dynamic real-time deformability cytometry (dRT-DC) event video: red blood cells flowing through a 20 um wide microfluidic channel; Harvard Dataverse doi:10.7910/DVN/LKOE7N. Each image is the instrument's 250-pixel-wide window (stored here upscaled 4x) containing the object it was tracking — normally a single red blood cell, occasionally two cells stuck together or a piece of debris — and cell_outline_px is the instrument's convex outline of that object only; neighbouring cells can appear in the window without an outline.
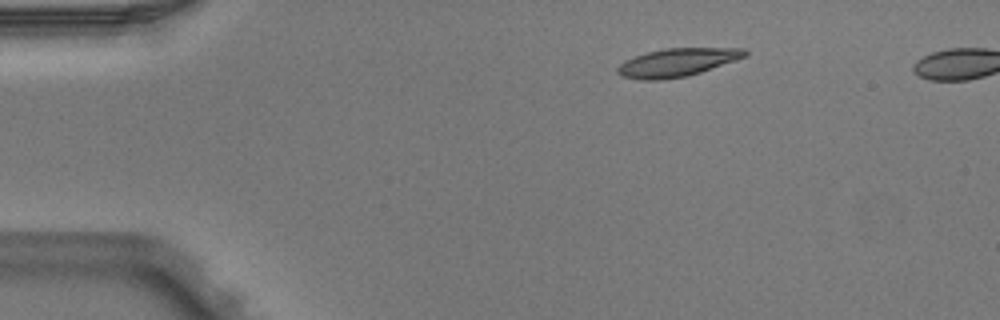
{"species": "Egyptian fruit bat (a non-hibernating species)", "species_latin": "Rousettus aegyptiacus", "temperature_condition": "warm", "stored_images_in_passage": 5, "camera_frame_rate_fps": 3000, "um_per_image_px": 0.085, "animal": {"sex": "male"}, "frame": {"image": 1, "passage_image": 5, "time_ms": 1.333, "image_size_px": [1000, 320], "cell_outline_px": [[748, 56], [688, 76], [660, 80], [644, 80], [620, 76], [616, 72], [616, 68], [624, 60], [648, 52], [664, 48], [744, 48], [748, 52]], "centroid_in_image_um": [57.55, 5.31], "position_along_channel_um": 27.5, "area_um2": 20.92}}